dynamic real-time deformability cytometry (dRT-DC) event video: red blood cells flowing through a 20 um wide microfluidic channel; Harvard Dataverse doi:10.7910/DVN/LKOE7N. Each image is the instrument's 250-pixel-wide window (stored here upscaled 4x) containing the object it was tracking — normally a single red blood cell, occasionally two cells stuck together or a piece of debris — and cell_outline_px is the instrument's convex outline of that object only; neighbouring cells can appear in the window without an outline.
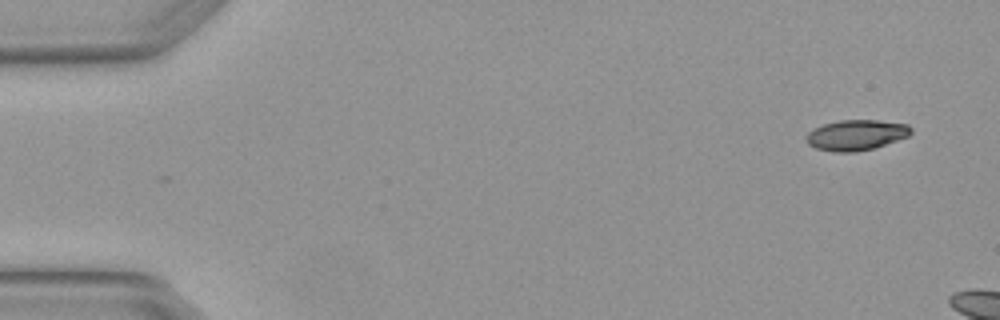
{"species": "Egyptian fruit bat (a non-hibernating species)", "species_latin": "Rousettus aegyptiacus", "temperature_condition": "warm", "stored_images_in_passage": 3, "camera_frame_rate_fps": 3000, "um_per_image_px": 0.085, "animal": {"sex": "female"}, "frame": {"image": 1, "passage_image": 1, "time_ms": 0.0, "image_size_px": [1000, 320], "cell_outline_px": [[912, 132], [908, 136], [872, 148], [856, 152], [832, 152], [816, 148], [808, 144], [804, 140], [804, 136], [812, 128], [824, 124], [840, 120], [876, 120], [908, 124], [912, 128]], "centroid_in_image_um": [72.72, 11.47], "position_along_channel_um": 12.3, "area_um2": 18.67}}